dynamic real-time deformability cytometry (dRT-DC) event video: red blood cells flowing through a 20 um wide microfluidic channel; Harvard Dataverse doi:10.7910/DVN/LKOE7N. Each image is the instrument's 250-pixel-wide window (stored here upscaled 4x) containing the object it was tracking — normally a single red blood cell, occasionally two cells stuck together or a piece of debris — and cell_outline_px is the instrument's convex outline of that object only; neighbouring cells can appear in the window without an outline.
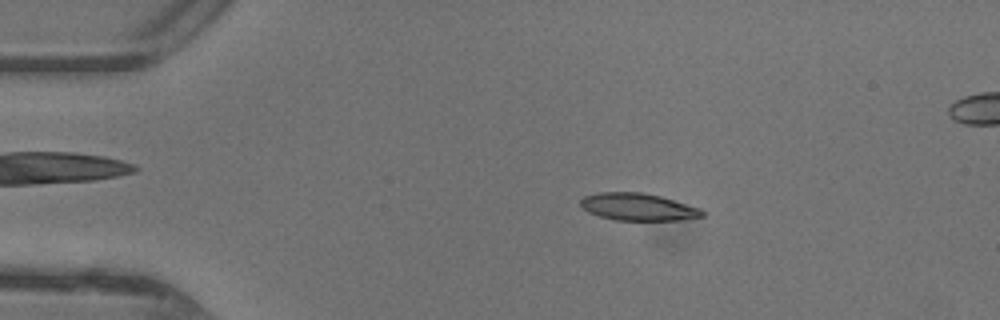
{"species": "common noctule bat (a hibernating species)", "species_latin": "Nyctalus noctula", "temperature_condition": "warm", "stored_images_in_passage": 48, "camera_frame_rate_fps": 3000, "um_per_image_px": 0.085, "animal": {"sex": "female"}, "frame": {"image": 1, "passage_image": 9, "time_ms": 2.667, "image_size_px": [1000, 320], "cell_outline_px": [[704, 216], [680, 220], [616, 220], [600, 216], [588, 212], [580, 204], [580, 200], [584, 196], [596, 192], [640, 192], [660, 196], [700, 208], [704, 212]], "centroid_in_image_um": [54.21, 17.58], "position_along_channel_um": 30.8, "area_um2": 19.25}}
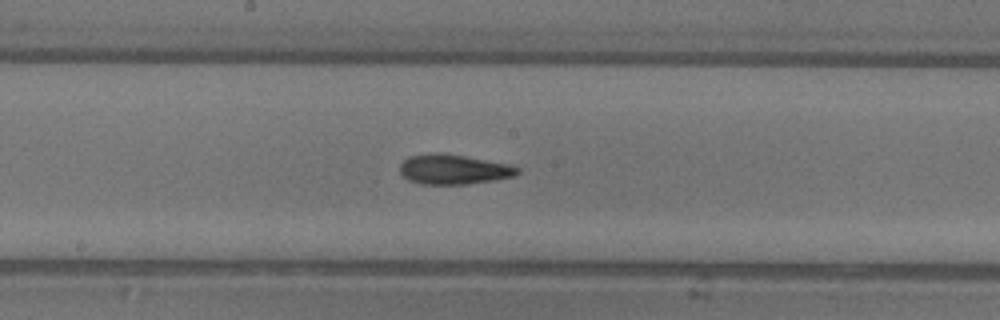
{"frame": {"image": 2, "passage_image": 25, "time_ms": 8.0, "image_size_px": [1000, 320], "cell_outline_px": [[520, 172], [516, 176], [496, 180], [468, 184], [420, 184], [408, 180], [400, 172], [400, 164], [408, 156], [436, 152], [440, 152], [464, 156], [508, 164], [520, 168]], "centroid_in_image_um": [38.56, 14.4], "position_along_channel_um": 209.6, "area_um2": 20.58}}
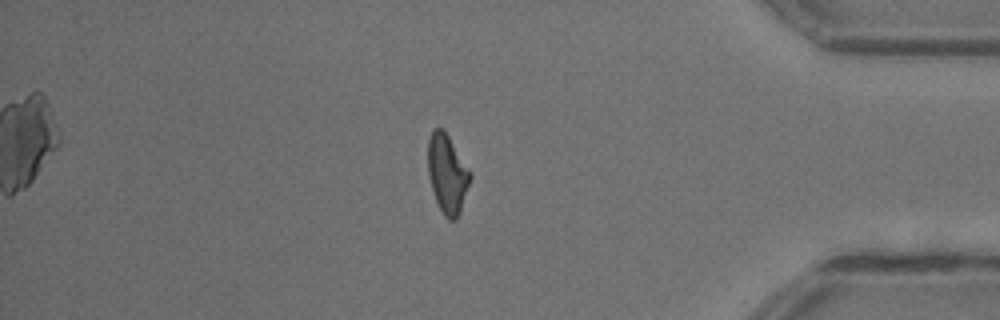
{"frame": {"image": 3, "passage_image": 40, "time_ms": 13.0, "image_size_px": [1000, 320], "cell_outline_px": [[472, 176], [460, 212], [456, 220], [448, 220], [444, 216], [436, 200], [428, 176], [428, 136], [432, 128], [444, 128], [472, 172]], "centroid_in_image_um": [38.03, 14.73], "position_along_channel_um": 397.2, "area_um2": 19.71}, "authors_computed_cell_mechanics": {"area_um2": 19.5364, "velocity_mm_per_s": 4.4199, "shape_relaxation_time_tau1_ms": 6.8131, "shape_relaxation_time_tau2_ms": 2.7925, "deformation_change_tau1": 0.231, "deformation_change_tau2": 0.1212}}